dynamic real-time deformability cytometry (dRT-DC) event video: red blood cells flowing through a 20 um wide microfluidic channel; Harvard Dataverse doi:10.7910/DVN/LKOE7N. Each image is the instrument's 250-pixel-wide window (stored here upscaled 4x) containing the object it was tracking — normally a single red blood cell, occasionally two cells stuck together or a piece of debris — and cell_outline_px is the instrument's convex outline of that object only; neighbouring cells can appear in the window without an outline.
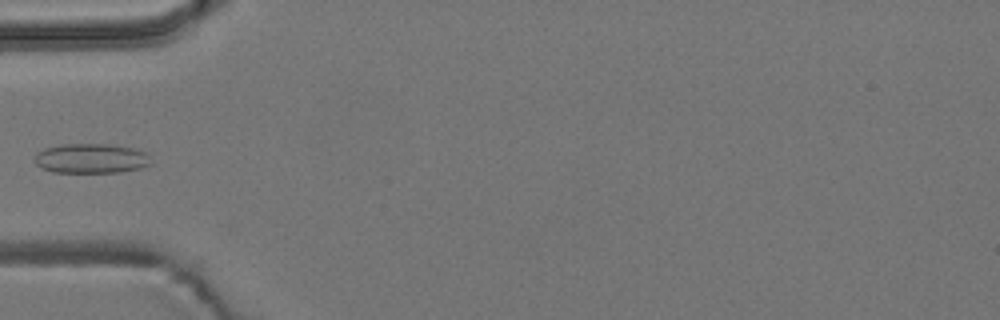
{"species": "common noctule bat (a hibernating species)", "species_latin": "Nyctalus noctula", "temperature_condition": "room temperature", "stored_images_in_passage": 4, "camera_frame_rate_fps": 3000, "um_per_image_px": 0.085, "animal": {"sex": "male", "body_mass_g": 19.2, "forearm_length_mm": 51.8}, "frame": {"image": 1, "passage_image": 3, "time_ms": 0.667, "image_size_px": [1000, 320], "cell_outline_px": [[152, 164], [140, 168], [120, 172], [52, 172], [40, 168], [36, 164], [36, 152], [44, 148], [60, 144], [108, 144], [132, 148], [148, 152]], "centroid_in_image_um": [7.75, 13.46], "position_along_channel_um": 77.2, "area_um2": 20.29}}